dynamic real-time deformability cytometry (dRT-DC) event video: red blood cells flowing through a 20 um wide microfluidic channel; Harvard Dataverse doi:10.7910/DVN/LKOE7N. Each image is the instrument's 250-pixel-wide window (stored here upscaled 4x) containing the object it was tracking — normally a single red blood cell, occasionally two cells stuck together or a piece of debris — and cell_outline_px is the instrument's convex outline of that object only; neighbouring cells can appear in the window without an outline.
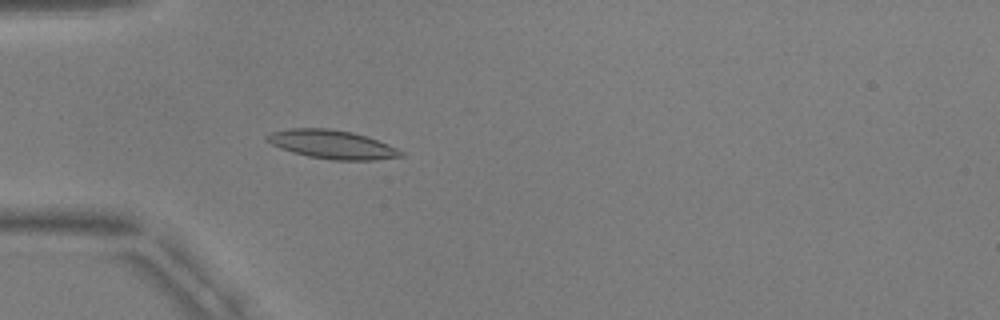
{"species": "common noctule bat (a hibernating species)", "species_latin": "Nyctalus noctula", "temperature_condition": "warm", "stored_images_in_passage": 12, "camera_frame_rate_fps": 3000, "um_per_image_px": 0.085, "animal": {"sex": "male", "body_mass_g": 17.9, "forearm_length_mm": 54.2}, "frame": {"image": 1, "passage_image": 3, "time_ms": 0.667, "image_size_px": [1000, 320], "cell_outline_px": [[404, 156], [376, 160], [332, 160], [308, 156], [292, 152], [280, 148], [264, 140], [264, 136], [272, 132], [288, 128], [328, 128], [352, 132], [388, 144], [404, 152]], "centroid_in_image_um": [28.2, 12.28], "position_along_channel_um": 56.8, "area_um2": 22.37}}
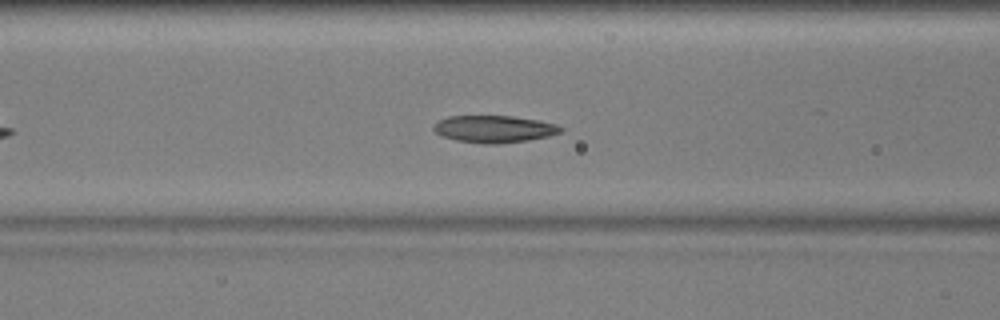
{"frame": {"image": 2, "passage_image": 9, "time_ms": 2.667, "image_size_px": [1000, 320], "cell_outline_px": [[564, 128], [560, 132], [548, 136], [528, 140], [496, 144], [484, 144], [456, 140], [444, 136], [436, 132], [432, 128], [440, 120], [448, 116], [512, 116], [540, 120], [556, 124]], "centroid_in_image_um": [42.03, 10.96], "position_along_channel_um": 124.6, "area_um2": 19.94}}
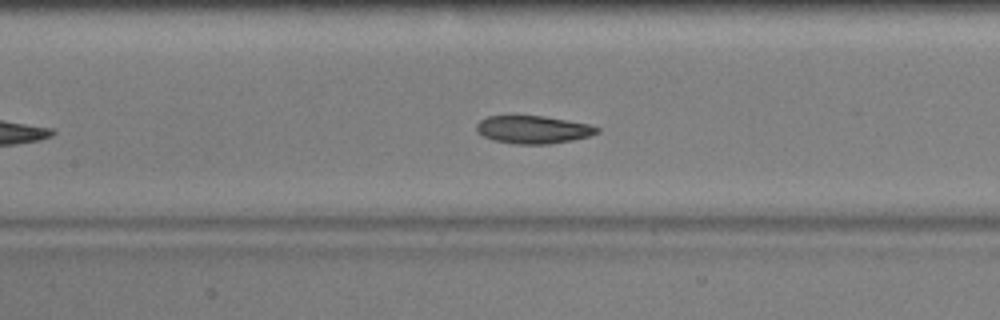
{"frame": {"image": 3, "passage_image": 12, "time_ms": 3.667, "image_size_px": [1000, 320], "cell_outline_px": [[600, 132], [588, 136], [572, 140], [548, 144], [516, 144], [496, 140], [484, 136], [476, 132], [476, 124], [480, 120], [488, 116], [544, 116], [588, 124], [600, 128]], "centroid_in_image_um": [45.31, 11.01], "position_along_channel_um": 162.1, "area_um2": 19.36}}